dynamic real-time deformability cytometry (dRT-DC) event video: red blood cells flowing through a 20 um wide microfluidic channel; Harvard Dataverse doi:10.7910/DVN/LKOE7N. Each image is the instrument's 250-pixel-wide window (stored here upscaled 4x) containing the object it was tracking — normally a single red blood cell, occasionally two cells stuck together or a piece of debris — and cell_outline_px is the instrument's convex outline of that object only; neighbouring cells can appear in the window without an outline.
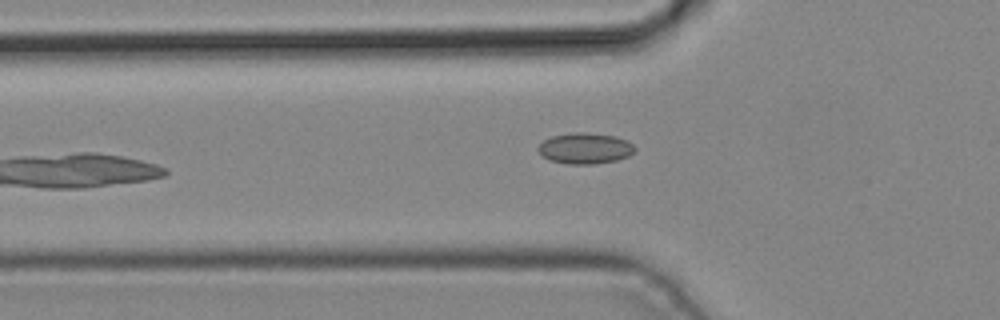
{"species": "common noctule bat (a hibernating species)", "species_latin": "Nyctalus noctula", "temperature_condition": "cold", "stored_images_in_passage": 5, "camera_frame_rate_fps": 3000, "um_per_image_px": 0.085, "animal": {"sex": "male", "body_mass_g": 19.2, "forearm_length_mm": 51.8}, "frame": {"image": 1, "passage_image": 5, "time_ms": 1.333, "image_size_px": [1000, 320], "cell_outline_px": [[636, 148], [628, 156], [616, 160], [596, 164], [568, 164], [548, 160], [540, 156], [536, 148], [544, 140], [552, 136], [576, 132], [584, 132], [616, 136], [628, 140]], "centroid_in_image_um": [49.7, 12.61], "position_along_channel_um": 76.1, "area_um2": 17.57}}